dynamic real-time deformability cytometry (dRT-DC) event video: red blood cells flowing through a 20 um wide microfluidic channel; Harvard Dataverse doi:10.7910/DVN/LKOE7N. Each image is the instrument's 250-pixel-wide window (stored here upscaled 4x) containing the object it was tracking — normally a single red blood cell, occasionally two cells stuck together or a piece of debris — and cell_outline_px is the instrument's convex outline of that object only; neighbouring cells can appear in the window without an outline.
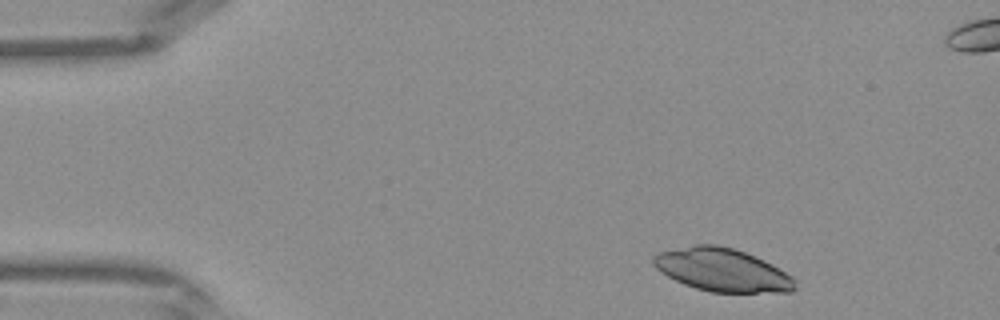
{"species": "Egyptian fruit bat (a non-hibernating species)", "species_latin": "Rousettus aegyptiacus", "temperature_condition": "warm", "stored_images_in_passage": 38, "camera_frame_rate_fps": 3000, "um_per_image_px": 0.085, "frame": {"image": 1, "passage_image": 1, "time_ms": 0.0, "image_size_px": [1000, 320], "cell_outline_px": [[796, 288], [792, 292], [712, 292], [696, 288], [684, 284], [668, 276], [656, 268], [652, 264], [652, 256], [656, 252], [696, 244], [716, 244], [732, 248], [744, 252], [764, 260], [772, 264], [796, 280]], "centroid_in_image_um": [61.36, 22.94], "position_along_channel_um": 23.6, "area_um2": 35.43}}
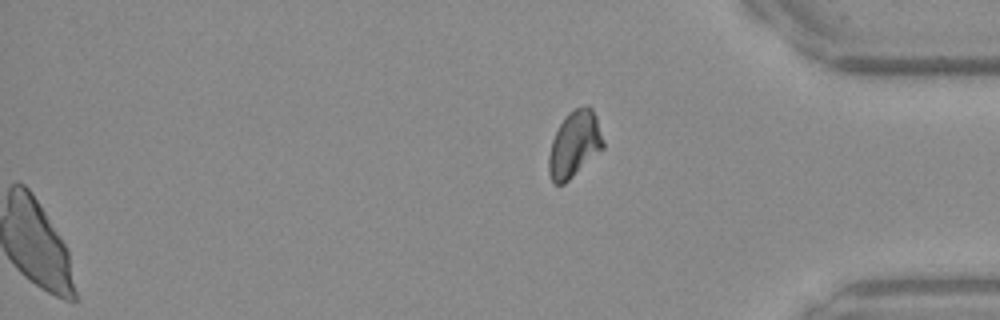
{"frame": {"image": 2, "passage_image": 38, "time_ms": 12.333, "image_size_px": [1000, 320], "cell_outline_px": [[604, 148], [564, 184], [556, 184], [552, 180], [548, 172], [548, 156], [552, 140], [560, 124], [568, 112], [576, 108], [588, 104], [592, 108], [596, 116], [604, 140]], "centroid_in_image_um": [48.83, 12.25], "position_along_channel_um": 386.4, "area_um2": 20.98}}